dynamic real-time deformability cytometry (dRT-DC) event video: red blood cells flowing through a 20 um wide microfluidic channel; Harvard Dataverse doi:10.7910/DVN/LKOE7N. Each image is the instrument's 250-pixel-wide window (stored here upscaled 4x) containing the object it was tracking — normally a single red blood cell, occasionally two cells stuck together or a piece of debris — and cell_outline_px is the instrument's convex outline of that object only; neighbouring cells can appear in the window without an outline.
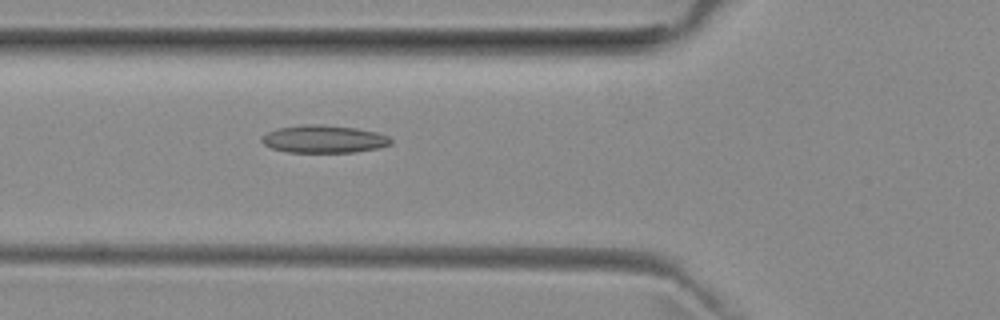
{"species": "common noctule bat (a hibernating species)", "species_latin": "Nyctalus noctula", "temperature_condition": "room temperature", "stored_images_in_passage": 34, "camera_frame_rate_fps": 3000, "um_per_image_px": 0.085, "animal": {"sex": "female", "body_mass_g": 29.2, "forearm_length_mm": 56.3}, "frame": {"image": 1, "passage_image": 3, "time_ms": 0.667, "image_size_px": [1000, 320], "cell_outline_px": [[392, 144], [380, 148], [356, 152], [288, 152], [272, 148], [264, 144], [260, 140], [260, 136], [276, 128], [304, 124], [320, 124], [356, 128], [376, 132], [388, 136], [392, 140]], "centroid_in_image_um": [27.52, 11.82], "position_along_channel_um": 98.3, "area_um2": 20.98}}
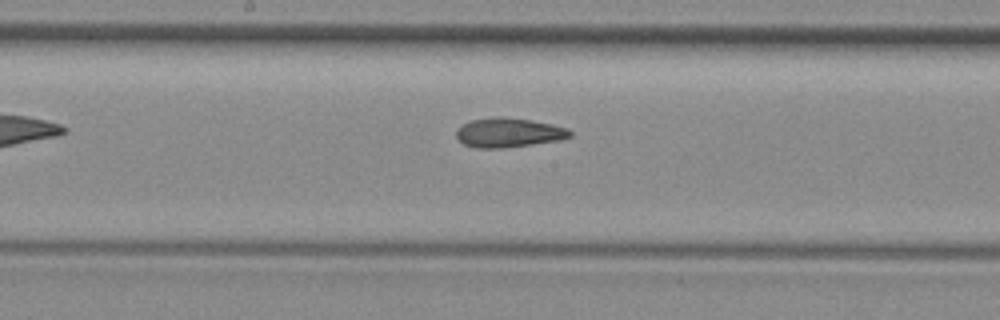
{"frame": {"image": 2, "passage_image": 11, "time_ms": 3.333, "image_size_px": [1000, 320], "cell_outline_px": [[572, 136], [560, 140], [504, 148], [476, 148], [464, 144], [456, 136], [456, 128], [472, 120], [500, 116], [532, 120], [552, 124], [568, 128], [572, 132]], "centroid_in_image_um": [43.25, 11.27], "position_along_channel_um": 205.0, "area_um2": 19.48}}
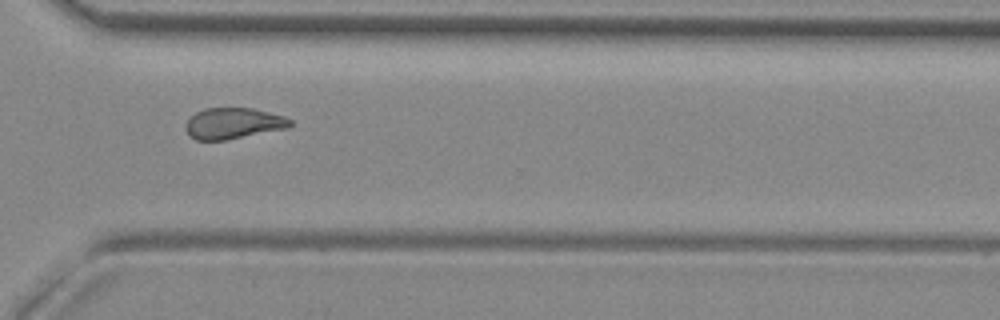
{"frame": {"image": 3, "passage_image": 22, "time_ms": 7.0, "image_size_px": [1000, 320], "cell_outline_px": [[292, 124], [288, 128], [224, 140], [196, 140], [188, 136], [184, 128], [184, 124], [196, 112], [204, 108], [252, 108], [284, 116], [292, 120]], "centroid_in_image_um": [19.79, 10.49], "position_along_channel_um": 350.8, "area_um2": 18.96}}